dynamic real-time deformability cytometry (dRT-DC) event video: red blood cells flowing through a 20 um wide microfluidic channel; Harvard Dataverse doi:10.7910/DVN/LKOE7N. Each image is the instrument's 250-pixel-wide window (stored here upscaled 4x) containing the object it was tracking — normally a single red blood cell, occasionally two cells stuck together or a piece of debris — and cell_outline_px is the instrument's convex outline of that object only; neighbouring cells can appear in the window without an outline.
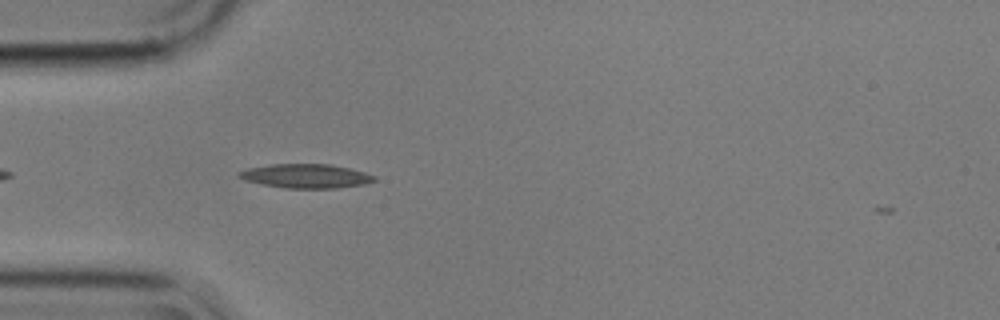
{"species": "common noctule bat (a hibernating species)", "species_latin": "Nyctalus noctula", "temperature_condition": "cold", "stored_images_in_passage": 5, "camera_frame_rate_fps": 3000, "um_per_image_px": 0.085, "animal": {"sex": "male", "body_mass_g": 17.9}, "frame": {"image": 1, "passage_image": 5, "time_ms": 1.333, "image_size_px": [1000, 320], "cell_outline_px": [[376, 180], [364, 184], [336, 188], [284, 188], [260, 184], [244, 180], [236, 176], [236, 172], [248, 168], [268, 164], [332, 164], [364, 172], [376, 176]], "centroid_in_image_um": [25.94, 14.96], "position_along_channel_um": 59.1, "area_um2": 19.13}}